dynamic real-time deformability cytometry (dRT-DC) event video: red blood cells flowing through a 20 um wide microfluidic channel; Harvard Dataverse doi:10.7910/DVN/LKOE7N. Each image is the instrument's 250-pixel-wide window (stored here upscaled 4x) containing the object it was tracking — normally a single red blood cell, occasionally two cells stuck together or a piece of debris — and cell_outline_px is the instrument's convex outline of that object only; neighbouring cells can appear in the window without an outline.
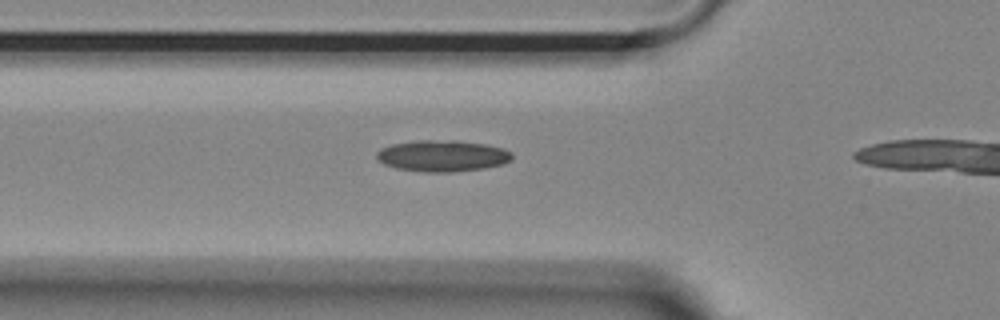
{"species": "Egyptian fruit bat (a non-hibernating species)", "species_latin": "Rousettus aegyptiacus", "temperature_condition": "room temperature", "stored_images_in_passage": 17, "camera_frame_rate_fps": 3000, "um_per_image_px": 0.085, "animal": {"sex": "female"}, "frame": {"image": 1, "passage_image": 12, "time_ms": 3.667, "image_size_px": [1000, 320], "cell_outline_px": [[512, 160], [504, 164], [484, 168], [452, 172], [424, 172], [396, 168], [384, 164], [376, 156], [376, 152], [380, 148], [392, 144], [416, 140], [456, 140], [484, 144], [504, 148], [512, 152]], "centroid_in_image_um": [37.62, 13.24], "position_along_channel_um": 88.2, "area_um2": 24.91}}
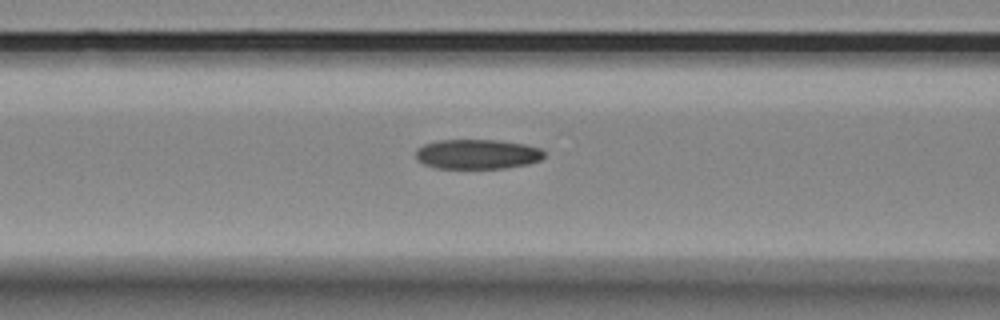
{"frame": {"image": 2, "passage_image": 15, "time_ms": 4.667, "image_size_px": [1000, 320], "cell_outline_px": [[544, 156], [540, 160], [528, 164], [504, 168], [436, 168], [424, 164], [416, 160], [416, 148], [424, 144], [436, 140], [500, 140], [524, 144], [540, 148], [544, 152]], "centroid_in_image_um": [40.54, 13.1], "position_along_channel_um": 126.1, "area_um2": 22.37}}